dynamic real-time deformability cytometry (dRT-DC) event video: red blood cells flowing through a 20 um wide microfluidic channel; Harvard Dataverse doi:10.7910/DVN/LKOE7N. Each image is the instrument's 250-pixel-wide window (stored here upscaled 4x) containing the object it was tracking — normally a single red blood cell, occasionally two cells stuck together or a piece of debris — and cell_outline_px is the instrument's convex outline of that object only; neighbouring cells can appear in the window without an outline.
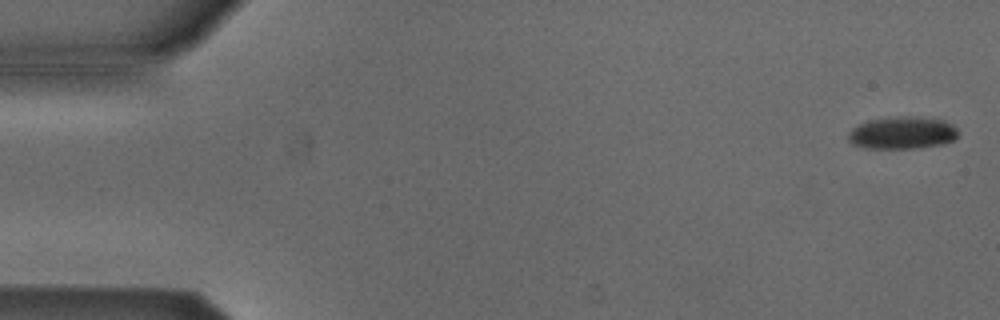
{"species": "Egyptian fruit bat (a non-hibernating species)", "species_latin": "Rousettus aegyptiacus", "temperature_condition": "cold", "stored_images_in_passage": 54, "camera_frame_rate_fps": 3000, "um_per_image_px": 0.085, "animal": {"sex": "male"}, "frame": {"image": 1, "passage_image": 2, "time_ms": 0.333, "image_size_px": [1000, 320], "cell_outline_px": [[960, 132], [956, 140], [944, 144], [912, 148], [864, 148], [852, 144], [848, 140], [848, 132], [852, 128], [868, 120], [900, 116], [920, 116], [944, 120], [952, 124]], "centroid_in_image_um": [76.73, 11.28], "position_along_channel_um": 8.3, "area_um2": 21.04}}
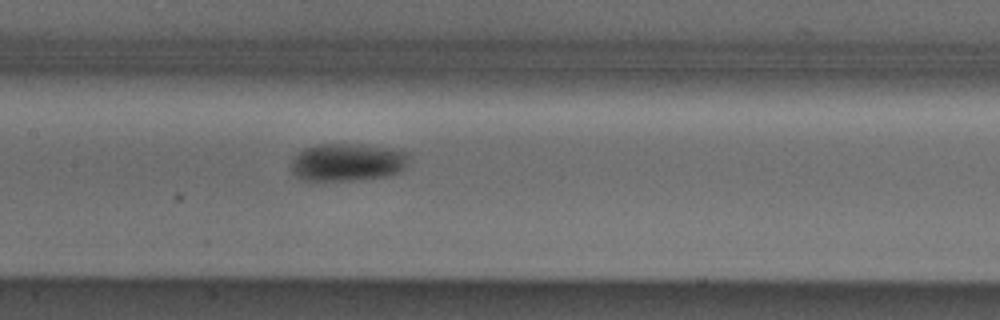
{"frame": {"image": 2, "passage_image": 26, "time_ms": 8.333, "image_size_px": [1000, 320], "cell_outline_px": [[408, 164], [400, 172], [388, 176], [324, 184], [312, 184], [300, 180], [292, 172], [292, 160], [304, 148], [316, 144], [360, 144], [392, 148], [408, 152]], "centroid_in_image_um": [29.49, 13.84], "position_along_channel_um": 177.9, "area_um2": 27.05}}
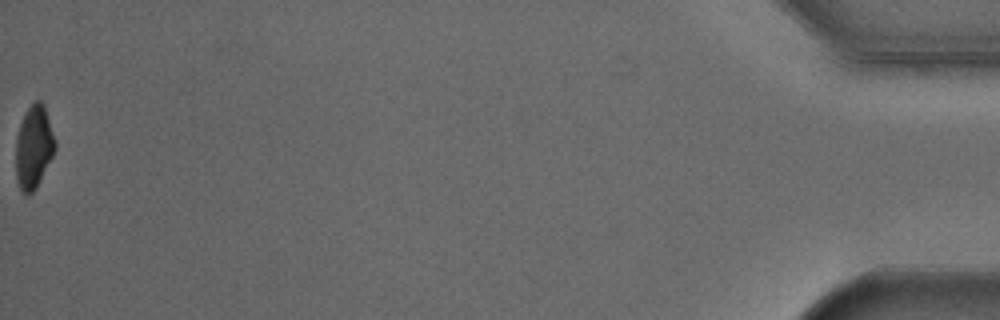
{"frame": {"image": 3, "passage_image": 54, "time_ms": 17.667, "image_size_px": [1000, 320], "cell_outline_px": [[56, 148], [36, 188], [28, 196], [20, 192], [16, 180], [16, 136], [24, 112], [36, 100], [40, 100], [44, 104], [56, 140]], "centroid_in_image_um": [2.86, 12.51], "position_along_channel_um": 432.3, "area_um2": 19.19}, "authors_computed_cell_mechanics": {"area_um2": 22.7732, "velocity_mm_per_s": 3.8666, "shape_relaxation_time_tau1_ms": 4.5651, "shape_relaxation_time_tau2_ms": null, "deformation_change_tau1": 0.1239, "deformation_change_tau2": null}}